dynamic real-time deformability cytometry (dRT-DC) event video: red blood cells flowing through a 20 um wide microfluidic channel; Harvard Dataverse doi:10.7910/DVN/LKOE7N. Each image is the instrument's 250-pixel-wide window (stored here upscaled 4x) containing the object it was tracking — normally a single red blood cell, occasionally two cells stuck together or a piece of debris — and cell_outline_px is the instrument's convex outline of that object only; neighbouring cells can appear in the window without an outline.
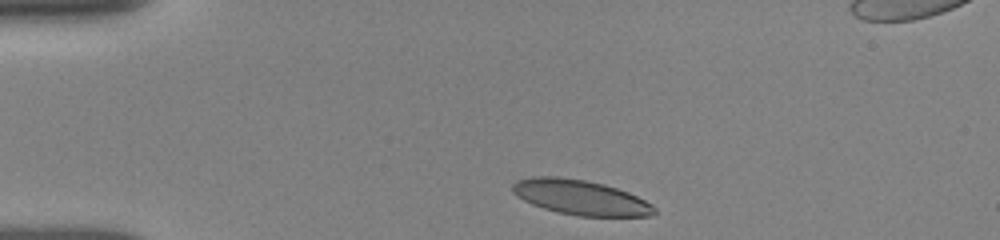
{"species": "human", "species_latin": "Homo sapiens", "temperature_condition": "room temperature", "stored_images_in_passage": 9, "camera_frame_rate_fps": 3000, "um_per_image_px": 0.085, "donor": {"sex": "female"}, "frame": {"image": 1, "passage_image": 1, "time_ms": 0.0, "image_size_px": [1000, 240], "cell_outline_px": [[656, 212], [652, 216], [580, 216], [556, 212], [532, 204], [516, 196], [512, 192], [512, 184], [516, 180], [532, 176], [556, 176], [584, 180], [604, 184], [628, 192], [652, 204], [656, 208]], "centroid_in_image_um": [49.32, 16.77], "position_along_channel_um": 35.7, "area_um2": 28.9}}
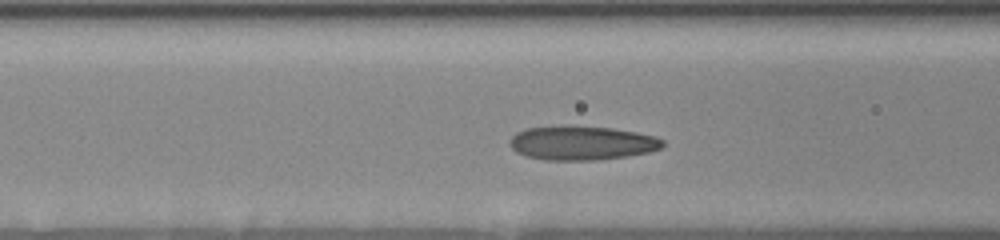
{"frame": {"image": 2, "passage_image": 6, "time_ms": 3.333, "image_size_px": [1000, 240], "cell_outline_px": [[664, 144], [660, 148], [648, 152], [628, 156], [596, 160], [544, 160], [524, 156], [516, 152], [508, 144], [512, 136], [516, 132], [524, 128], [568, 124], [572, 124], [612, 128], [636, 132], [656, 136], [664, 140]], "centroid_in_image_um": [49.41, 12.13], "position_along_channel_um": 117.2, "area_um2": 31.04}}
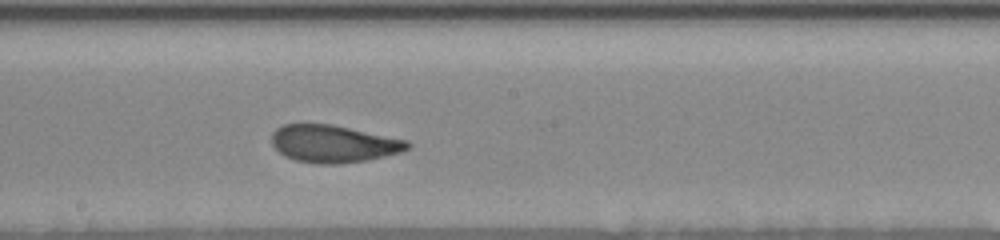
{"frame": {"image": 3, "passage_image": 9, "time_ms": 6.0, "image_size_px": [1000, 240], "cell_outline_px": [[412, 144], [408, 148], [400, 152], [368, 160], [336, 164], [320, 164], [296, 160], [284, 156], [272, 144], [272, 132], [276, 128], [284, 124], [332, 124], [408, 140]], "centroid_in_image_um": [28.35, 12.21], "position_along_channel_um": 219.9, "area_um2": 29.54}}